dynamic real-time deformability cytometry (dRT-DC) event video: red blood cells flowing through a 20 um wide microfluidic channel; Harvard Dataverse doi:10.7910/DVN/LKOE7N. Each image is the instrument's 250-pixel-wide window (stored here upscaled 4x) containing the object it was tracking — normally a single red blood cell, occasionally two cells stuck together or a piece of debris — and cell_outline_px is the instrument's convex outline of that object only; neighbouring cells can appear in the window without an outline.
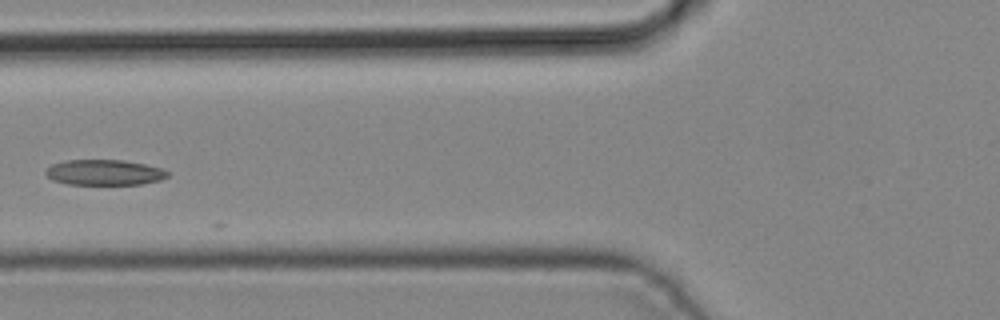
{"species": "common noctule bat (a hibernating species)", "species_latin": "Nyctalus noctula", "temperature_condition": "cold", "stored_images_in_passage": 5, "camera_frame_rate_fps": 3000, "um_per_image_px": 0.085, "animal": {"sex": "male", "body_mass_g": 19.2, "forearm_length_mm": 51.8}, "frame": {"image": 1, "passage_image": 5, "time_ms": 1.333, "image_size_px": [1000, 320], "cell_outline_px": [[168, 176], [160, 180], [140, 184], [68, 184], [52, 180], [44, 172], [52, 164], [68, 160], [124, 160], [144, 164], [160, 168], [168, 172]], "centroid_in_image_um": [8.86, 14.65], "position_along_channel_um": 116.9, "area_um2": 17.92}}